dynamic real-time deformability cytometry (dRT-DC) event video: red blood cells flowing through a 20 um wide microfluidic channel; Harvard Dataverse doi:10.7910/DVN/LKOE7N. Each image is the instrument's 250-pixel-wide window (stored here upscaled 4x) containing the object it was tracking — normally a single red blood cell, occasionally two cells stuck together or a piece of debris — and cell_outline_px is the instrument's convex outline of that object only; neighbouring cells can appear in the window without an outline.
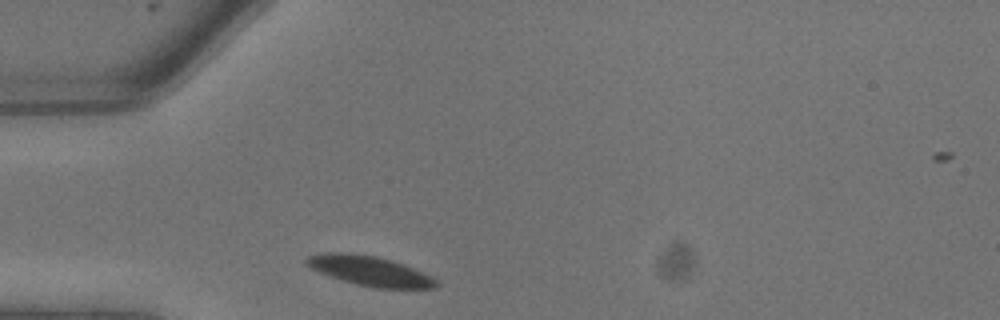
{"species": "common noctule bat (a hibernating species)", "species_latin": "Nyctalus noctula", "temperature_condition": "warm", "stored_images_in_passage": 3, "camera_frame_rate_fps": 3000, "um_per_image_px": 0.085, "animal": {"sex": "male", "body_mass_g": 13.3}, "frame": {"image": 1, "passage_image": 1, "time_ms": 0.0, "image_size_px": [1000, 320], "cell_outline_px": [[440, 284], [436, 288], [376, 288], [356, 284], [320, 272], [304, 264], [304, 260], [308, 256], [324, 252], [348, 252], [376, 256], [392, 260], [404, 264], [432, 276]], "centroid_in_image_um": [31.45, 23.01], "position_along_channel_um": 53.6, "area_um2": 22.48}}